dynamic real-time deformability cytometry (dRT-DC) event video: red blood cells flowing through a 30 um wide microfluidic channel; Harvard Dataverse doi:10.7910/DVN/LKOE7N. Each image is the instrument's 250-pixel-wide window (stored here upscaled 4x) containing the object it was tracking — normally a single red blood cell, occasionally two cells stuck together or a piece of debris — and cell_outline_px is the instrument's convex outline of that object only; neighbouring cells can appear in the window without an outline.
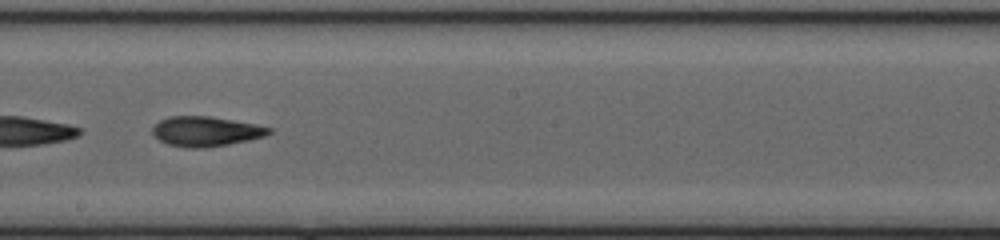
{"species": "common noctule bat (a hibernating species)", "species_latin": "Nyctalus noctula", "temperature_condition": "cold", "stored_images_in_passage": 50, "camera_frame_rate_fps": 3000, "um_per_image_px": 0.085, "animal": {"sex": "female", "body_mass_g": 20.0, "forearm_length_mm": 54.0}, "frame": {"image": 1, "passage_image": 31, "time_ms": 10.0, "image_size_px": [1000, 240], "cell_outline_px": [[272, 132], [264, 136], [248, 140], [228, 144], [204, 148], [188, 148], [168, 144], [160, 140], [152, 132], [152, 128], [160, 120], [168, 116], [208, 116], [256, 124], [272, 128]], "centroid_in_image_um": [17.5, 11.16], "position_along_channel_um": 230.7, "area_um2": 20.11}}
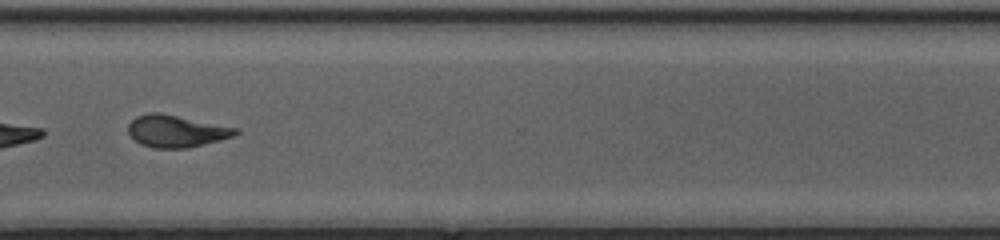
{"frame": {"image": 2, "passage_image": 40, "time_ms": 13.0, "image_size_px": [1000, 240], "cell_outline_px": [[240, 132], [232, 136], [220, 140], [188, 148], [152, 148], [140, 144], [128, 132], [128, 124], [136, 116], [148, 112], [160, 112], [240, 128]], "centroid_in_image_um": [14.99, 11.13], "position_along_channel_um": 355.6, "area_um2": 20.23}, "authors_computed_cell_mechanics": {"area_um2": 20.6346, "velocity_mm_per_s": 4.1744, "shape_relaxation_time_tau1_ms": 4.9958, "shape_relaxation_time_tau2_ms": 2.7794, "deformation_change_tau1": 0.1895, "deformation_change_tau2": 0.1147}}